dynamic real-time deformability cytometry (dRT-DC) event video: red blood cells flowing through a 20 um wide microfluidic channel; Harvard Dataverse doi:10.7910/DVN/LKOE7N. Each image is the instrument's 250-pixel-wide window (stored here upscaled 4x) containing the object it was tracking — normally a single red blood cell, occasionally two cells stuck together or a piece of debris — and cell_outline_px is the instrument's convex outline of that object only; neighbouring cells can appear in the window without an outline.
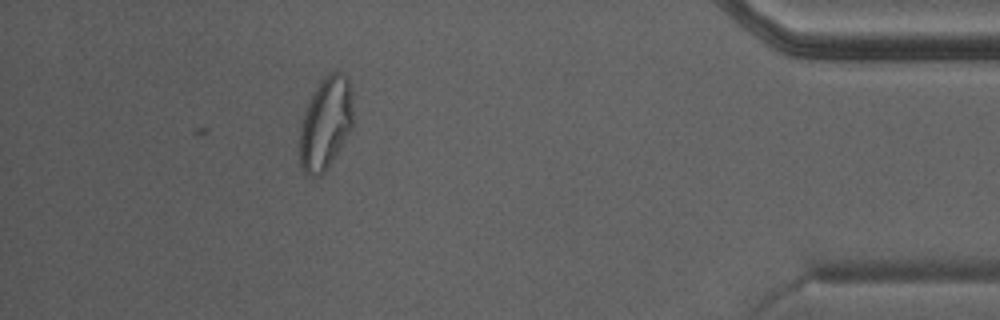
{"species": "Egyptian fruit bat (a non-hibernating species)", "species_latin": "Rousettus aegyptiacus", "temperature_condition": "warm", "stored_images_in_passage": 26, "camera_frame_rate_fps": 3000, "um_per_image_px": 0.085, "animal": {"sex": "male"}, "frame": {"image": 1, "passage_image": 26, "time_ms": 8.333, "image_size_px": [1000, 320], "cell_outline_px": [[352, 128], [328, 168], [320, 176], [308, 176], [300, 168], [300, 120], [320, 80], [328, 72], [344, 72], [352, 88]], "centroid_in_image_um": [27.68, 10.49], "position_along_channel_um": 407.5, "area_um2": 29.02}}